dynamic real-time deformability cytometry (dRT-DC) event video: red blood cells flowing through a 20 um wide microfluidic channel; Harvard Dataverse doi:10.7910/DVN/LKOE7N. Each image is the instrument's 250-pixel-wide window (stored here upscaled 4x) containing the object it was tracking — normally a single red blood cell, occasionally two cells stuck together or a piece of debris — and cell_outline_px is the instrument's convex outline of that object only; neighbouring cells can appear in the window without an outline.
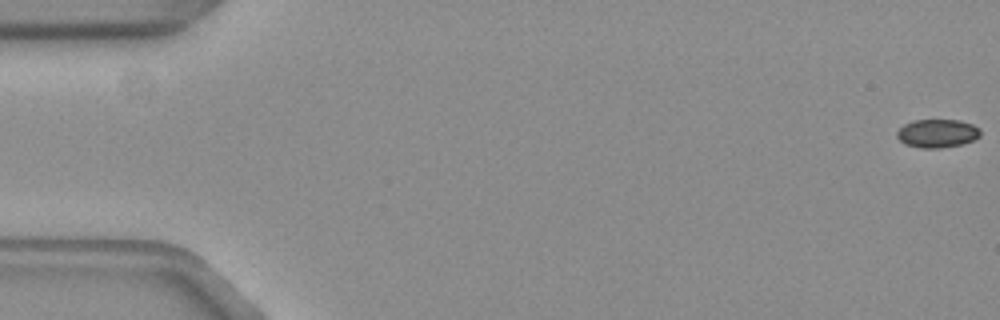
{"species": "common noctule bat (a hibernating species)", "species_latin": "Nyctalus noctula", "temperature_condition": "warm", "stored_images_in_passage": 11, "camera_frame_rate_fps": 3000, "um_per_image_px": 0.085, "animal": {"sex": "female", "body_mass_g": 19.3, "forearm_length_mm": 54.1}, "frame": {"image": 1, "passage_image": 1, "time_ms": 0.0, "image_size_px": [1000, 320], "cell_outline_px": [[980, 136], [972, 140], [960, 144], [936, 148], [924, 148], [908, 144], [900, 140], [896, 136], [896, 132], [904, 124], [912, 120], [960, 120], [972, 124], [980, 128]], "centroid_in_image_um": [79.67, 11.31], "position_along_channel_um": 5.3, "area_um2": 13.58}}